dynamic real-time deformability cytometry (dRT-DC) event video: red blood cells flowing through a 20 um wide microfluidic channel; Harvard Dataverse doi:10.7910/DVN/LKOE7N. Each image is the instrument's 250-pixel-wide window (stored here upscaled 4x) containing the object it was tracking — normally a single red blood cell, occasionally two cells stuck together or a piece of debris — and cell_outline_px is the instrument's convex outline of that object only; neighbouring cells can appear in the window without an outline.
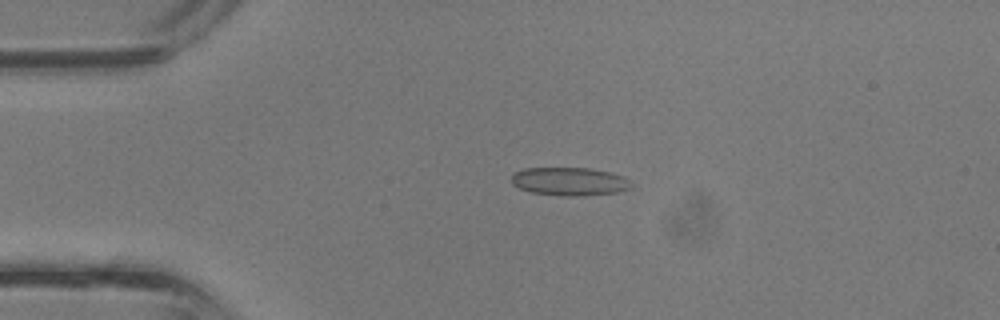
{"species": "common noctule bat (a hibernating species)", "species_latin": "Nyctalus noctula", "temperature_condition": "room temperature", "stored_images_in_passage": 30, "camera_frame_rate_fps": 3000, "um_per_image_px": 0.085, "animal": {"sex": "male", "body_mass_g": 13.3}, "frame": {"image": 1, "passage_image": 1, "time_ms": 0.0, "image_size_px": [1000, 320], "cell_outline_px": [[632, 188], [616, 192], [584, 196], [564, 196], [532, 192], [520, 188], [512, 184], [512, 176], [516, 172], [524, 168], [588, 168], [612, 172], [624, 176], [632, 180]], "centroid_in_image_um": [48.48, 15.42], "position_along_channel_um": 36.5, "area_um2": 19.83}}
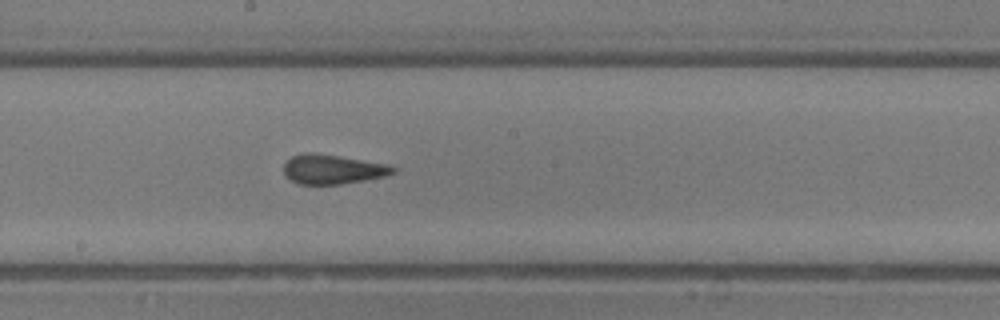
{"frame": {"image": 2, "passage_image": 13, "time_ms": 4.0, "image_size_px": [1000, 320], "cell_outline_px": [[400, 168], [396, 172], [384, 176], [364, 180], [340, 184], [300, 184], [284, 176], [284, 164], [292, 156], [304, 152], [312, 152], [340, 156], [388, 164]], "centroid_in_image_um": [28.3, 14.38], "position_along_channel_um": 219.9, "area_um2": 18.84}}
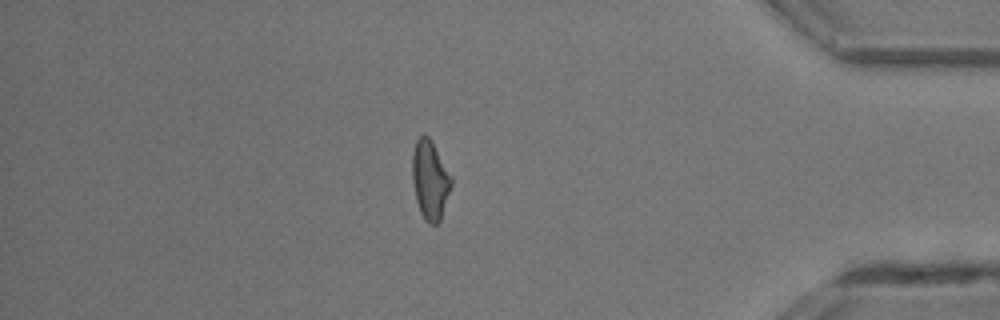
{"frame": {"image": 3, "passage_image": 25, "time_ms": 8.0, "image_size_px": [1000, 320], "cell_outline_px": [[452, 184], [440, 220], [436, 224], [428, 224], [424, 220], [420, 212], [416, 200], [412, 180], [412, 152], [416, 140], [424, 132], [432, 140], [452, 176]], "centroid_in_image_um": [36.55, 15.26], "position_along_channel_um": 398.7, "area_um2": 18.21}}